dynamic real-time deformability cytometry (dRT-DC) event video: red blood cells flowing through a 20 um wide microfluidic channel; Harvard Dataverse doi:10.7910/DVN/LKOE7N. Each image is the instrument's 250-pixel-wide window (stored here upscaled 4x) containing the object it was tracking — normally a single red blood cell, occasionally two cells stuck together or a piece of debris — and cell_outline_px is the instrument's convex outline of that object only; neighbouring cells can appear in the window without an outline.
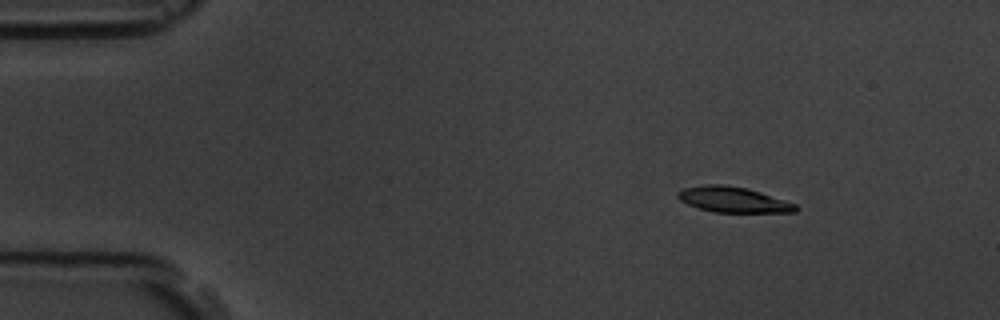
{"species": "common noctule bat (a hibernating species)", "species_latin": "Nyctalus noctula", "temperature_condition": "room temperature", "stored_images_in_passage": 55, "camera_frame_rate_fps": 3000, "um_per_image_px": 0.085, "animal": {"sex": "male", "body_mass_g": 19.5, "forearm_length_mm": 54.6}, "frame": {"image": 1, "passage_image": 7, "time_ms": 2.0, "image_size_px": [1000, 320], "cell_outline_px": [[800, 208], [796, 212], [716, 212], [700, 208], [688, 204], [680, 200], [676, 196], [676, 192], [684, 188], [704, 184], [724, 184], [748, 188], [796, 204]], "centroid_in_image_um": [62.31, 16.96], "position_along_channel_um": 22.7, "area_um2": 17.51}}
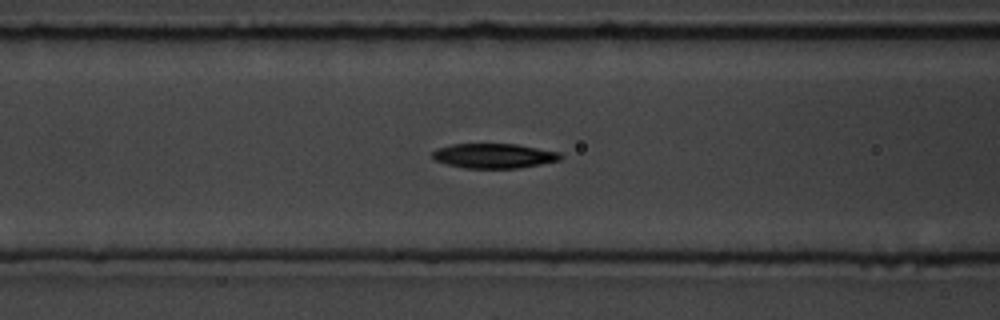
{"frame": {"image": 2, "passage_image": 22, "time_ms": 7.0, "image_size_px": [1000, 320], "cell_outline_px": [[564, 156], [560, 160], [520, 168], [464, 168], [448, 164], [436, 160], [432, 156], [432, 152], [436, 148], [452, 144], [516, 144], [560, 152]], "centroid_in_image_um": [42.0, 13.24], "position_along_channel_um": 124.6, "area_um2": 18.44}}
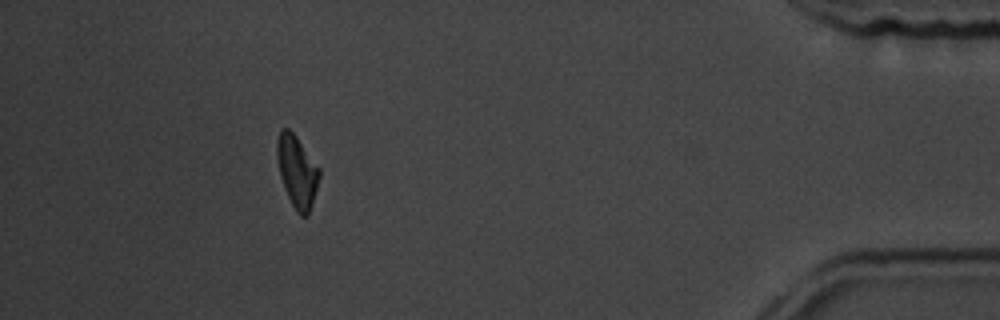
{"frame": {"image": 3, "passage_image": 50, "time_ms": 16.333, "image_size_px": [1000, 320], "cell_outline_px": [[320, 176], [312, 204], [308, 216], [300, 216], [296, 212], [284, 188], [280, 176], [276, 156], [276, 140], [280, 128], [288, 128], [296, 136], [320, 168]], "centroid_in_image_um": [25.23, 14.56], "position_along_channel_um": 410.0, "area_um2": 17.86}, "authors_computed_cell_mechanics": {"area_um2": 18.2648, "velocity_mm_per_s": 3.6636, "shape_relaxation_time_tau1_ms": 4.3358, "shape_relaxation_time_tau2_ms": null, "deformation_change_tau1": 0.1346, "deformation_change_tau2": null}}